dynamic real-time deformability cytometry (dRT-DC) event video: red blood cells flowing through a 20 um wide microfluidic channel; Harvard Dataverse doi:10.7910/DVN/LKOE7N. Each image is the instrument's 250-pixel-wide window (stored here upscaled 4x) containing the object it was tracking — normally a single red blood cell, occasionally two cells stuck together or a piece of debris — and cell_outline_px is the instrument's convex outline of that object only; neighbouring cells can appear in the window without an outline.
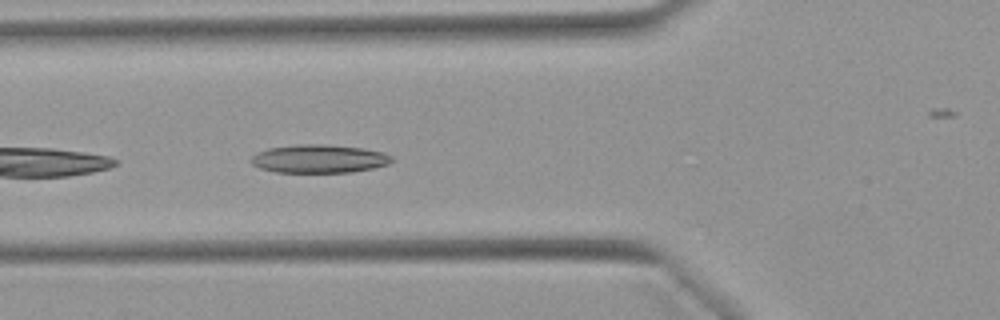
{"species": "Egyptian fruit bat (a non-hibernating species)", "species_latin": "Rousettus aegyptiacus", "temperature_condition": "warm", "stored_images_in_passage": 13, "camera_frame_rate_fps": 3000, "um_per_image_px": 0.085, "animal": {"sex": "female"}, "frame": {"image": 1, "passage_image": 4, "time_ms": 1.0, "image_size_px": [1000, 320], "cell_outline_px": [[392, 160], [388, 164], [372, 168], [352, 172], [276, 172], [260, 168], [252, 164], [252, 156], [256, 152], [268, 148], [296, 144], [324, 144], [360, 148], [384, 152], [392, 156]], "centroid_in_image_um": [27.1, 13.49], "position_along_channel_um": 98.7, "area_um2": 23.12}}
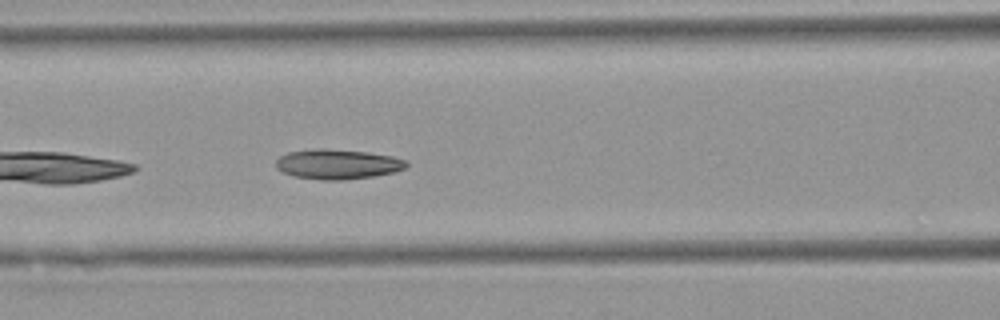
{"frame": {"image": 2, "passage_image": 7, "time_ms": 2.0, "image_size_px": [1000, 320], "cell_outline_px": [[408, 164], [404, 168], [396, 172], [372, 176], [344, 180], [320, 180], [292, 176], [280, 172], [276, 168], [276, 160], [280, 156], [288, 152], [316, 148], [320, 148], [368, 152], [392, 156], [408, 160]], "centroid_in_image_um": [28.67, 13.96], "position_along_channel_um": 137.9, "area_um2": 22.95}}
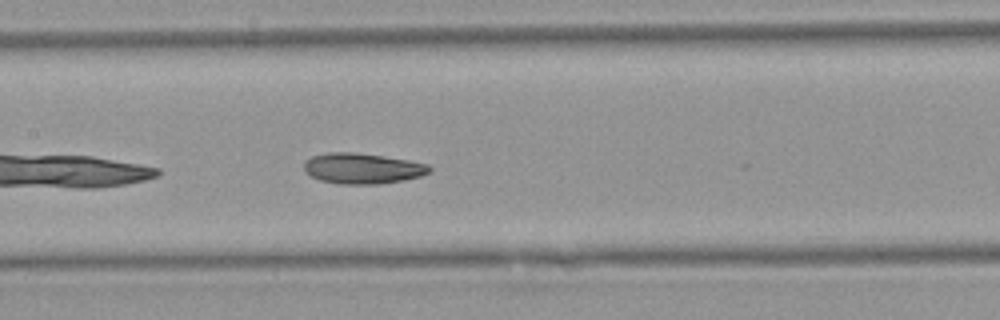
{"frame": {"image": 3, "passage_image": 10, "time_ms": 3.0, "image_size_px": [1000, 320], "cell_outline_px": [[432, 168], [428, 172], [420, 176], [404, 180], [380, 184], [340, 184], [320, 180], [304, 172], [304, 160], [312, 156], [328, 152], [352, 152], [384, 156], [408, 160], [428, 164]], "centroid_in_image_um": [30.78, 14.31], "position_along_channel_um": 176.6, "area_um2": 22.43}}